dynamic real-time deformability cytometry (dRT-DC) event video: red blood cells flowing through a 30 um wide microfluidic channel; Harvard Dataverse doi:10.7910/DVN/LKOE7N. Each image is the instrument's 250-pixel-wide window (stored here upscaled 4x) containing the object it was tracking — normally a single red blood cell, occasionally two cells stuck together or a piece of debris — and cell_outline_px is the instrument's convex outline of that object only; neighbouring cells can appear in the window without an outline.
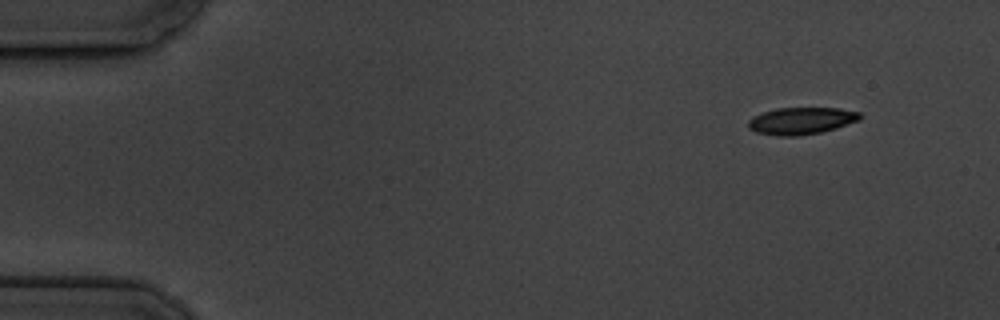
{"species": "common noctule bat (a hibernating species)", "species_latin": "Nyctalus noctula", "temperature_condition": "cold", "stored_images_in_passage": 10, "camera_frame_rate_fps": 3000, "um_per_image_px": 0.085, "animal": {"sex": "male", "body_mass_g": 19.5, "forearm_length_mm": 54.6}, "frame": {"image": 1, "passage_image": 1, "time_ms": 0.0, "image_size_px": [1000, 320], "cell_outline_px": [[860, 120], [836, 128], [820, 132], [796, 136], [776, 136], [756, 132], [748, 128], [748, 120], [752, 116], [776, 108], [840, 108], [860, 112]], "centroid_in_image_um": [68.09, 10.27], "position_along_channel_um": 16.9, "area_um2": 17.63}}
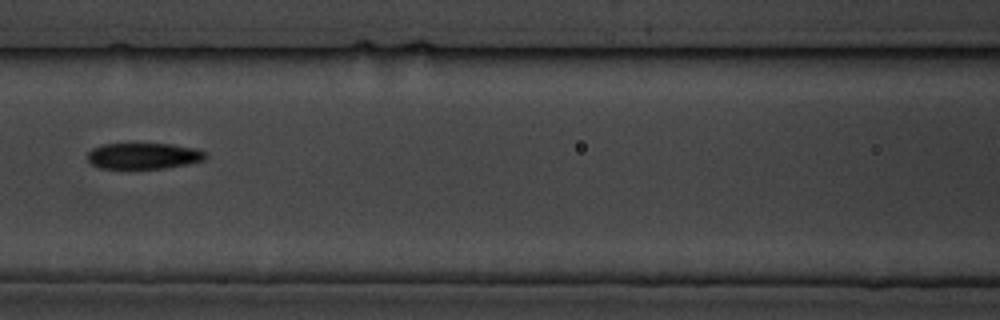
{"frame": {"image": 2, "passage_image": 7, "time_ms": 7.0, "image_size_px": [1000, 320], "cell_outline_px": [[208, 156], [204, 160], [188, 164], [164, 168], [100, 168], [92, 164], [88, 160], [88, 152], [92, 148], [104, 144], [172, 144], [196, 148], [204, 152]], "centroid_in_image_um": [12.22, 13.25], "position_along_channel_um": 154.4, "area_um2": 17.86}}
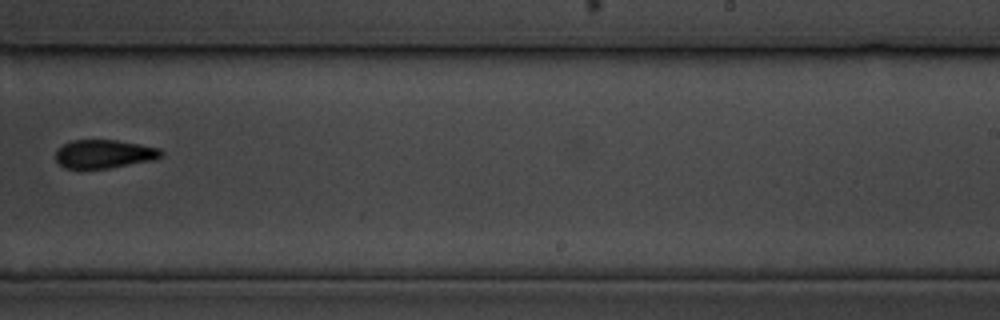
{"frame": {"image": 3, "passage_image": 10, "time_ms": 10.667, "image_size_px": [1000, 320], "cell_outline_px": [[164, 156], [152, 160], [108, 168], [64, 168], [56, 160], [56, 148], [72, 140], [116, 140], [140, 144], [160, 148], [164, 152]], "centroid_in_image_um": [8.86, 13.07], "position_along_channel_um": 280.1, "area_um2": 17.51}}